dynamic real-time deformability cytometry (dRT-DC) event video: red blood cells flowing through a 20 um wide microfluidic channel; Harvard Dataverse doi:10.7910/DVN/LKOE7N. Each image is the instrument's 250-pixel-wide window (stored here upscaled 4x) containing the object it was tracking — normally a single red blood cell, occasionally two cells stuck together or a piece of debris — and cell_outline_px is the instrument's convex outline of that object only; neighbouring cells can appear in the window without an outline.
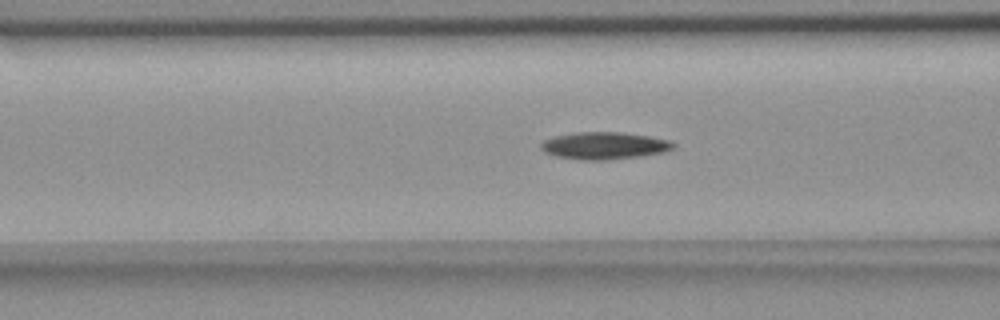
{"species": "common noctule bat (a hibernating species)", "species_latin": "Nyctalus noctula", "temperature_condition": "room temperature", "stored_images_in_passage": 47, "camera_frame_rate_fps": 3000, "um_per_image_px": 0.085, "animal": {"sex": "female", "body_mass_g": 18.4}, "frame": {"image": 1, "passage_image": 16, "time_ms": 5.0, "image_size_px": [1000, 320], "cell_outline_px": [[676, 144], [672, 148], [660, 152], [636, 156], [600, 160], [584, 160], [556, 156], [544, 152], [540, 148], [540, 144], [544, 140], [556, 136], [576, 132], [620, 132], [648, 136], [668, 140]], "centroid_in_image_um": [51.29, 12.37], "position_along_channel_um": 115.3, "area_um2": 20.52}}
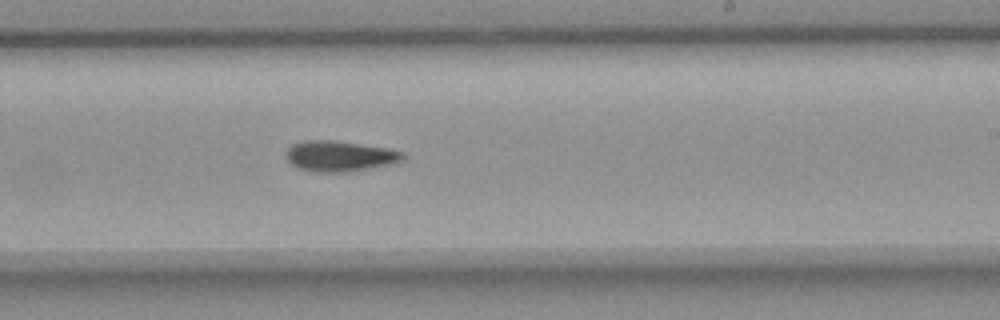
{"frame": {"image": 2, "passage_image": 28, "time_ms": 9.0, "image_size_px": [1000, 320], "cell_outline_px": [[404, 156], [400, 160], [392, 164], [348, 172], [316, 172], [300, 168], [292, 164], [284, 156], [284, 152], [292, 144], [304, 140], [336, 140], [388, 148], [404, 152]], "centroid_in_image_um": [28.84, 13.26], "position_along_channel_um": 260.2, "area_um2": 20.92}}
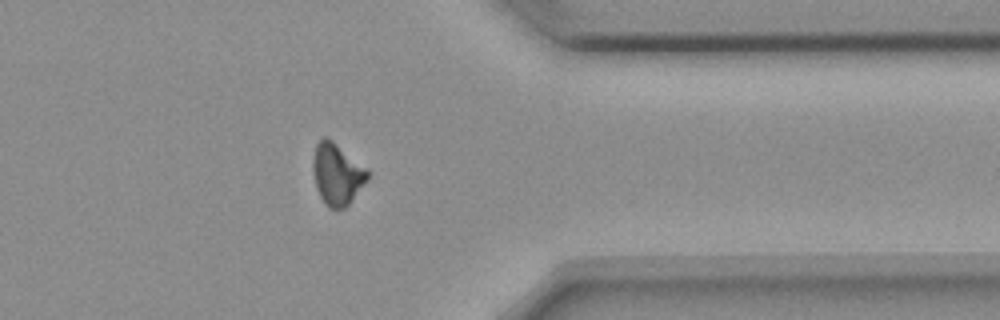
{"frame": {"image": 3, "passage_image": 39, "time_ms": 12.667, "image_size_px": [1000, 320], "cell_outline_px": [[368, 180], [348, 204], [344, 208], [328, 208], [324, 204], [316, 188], [312, 172], [312, 160], [316, 144], [324, 136], [332, 140], [368, 168]], "centroid_in_image_um": [28.63, 14.79], "position_along_channel_um": 382.8, "area_um2": 19.71}}